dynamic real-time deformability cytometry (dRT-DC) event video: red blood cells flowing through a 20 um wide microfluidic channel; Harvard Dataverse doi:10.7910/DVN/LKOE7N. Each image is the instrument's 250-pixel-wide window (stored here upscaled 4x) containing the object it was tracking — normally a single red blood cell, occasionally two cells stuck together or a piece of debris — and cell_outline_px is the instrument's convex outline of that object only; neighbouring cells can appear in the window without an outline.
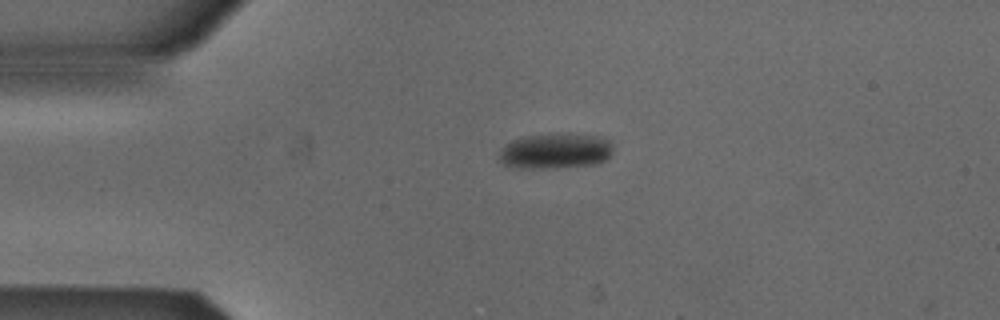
{"species": "Egyptian fruit bat (a non-hibernating species)", "species_latin": "Rousettus aegyptiacus", "temperature_condition": "cold", "stored_images_in_passage": 5, "camera_frame_rate_fps": 3000, "um_per_image_px": 0.085, "animal": {"sex": "male"}, "frame": {"image": 1, "passage_image": 1, "time_ms": 0.0, "image_size_px": [1000, 320], "cell_outline_px": [[612, 152], [604, 160], [596, 164], [556, 168], [512, 168], [504, 164], [500, 160], [500, 152], [508, 144], [516, 140], [528, 136], [596, 136], [608, 140], [612, 144]], "centroid_in_image_um": [47.22, 12.9], "position_along_channel_um": 37.8, "area_um2": 22.43}}
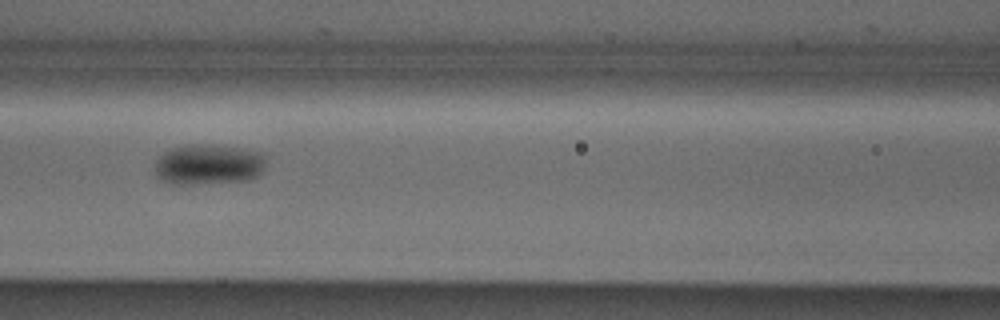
{"frame": {"image": 2, "passage_image": 4, "time_ms": 1.0, "image_size_px": [1000, 320], "cell_outline_px": [[268, 156], [260, 172], [256, 176], [248, 180], [192, 184], [172, 184], [156, 176], [156, 160], [164, 152], [172, 148], [184, 144], [208, 144], [236, 148], [260, 152]], "centroid_in_image_um": [17.71, 13.97], "position_along_channel_um": 148.9, "area_um2": 26.07}}
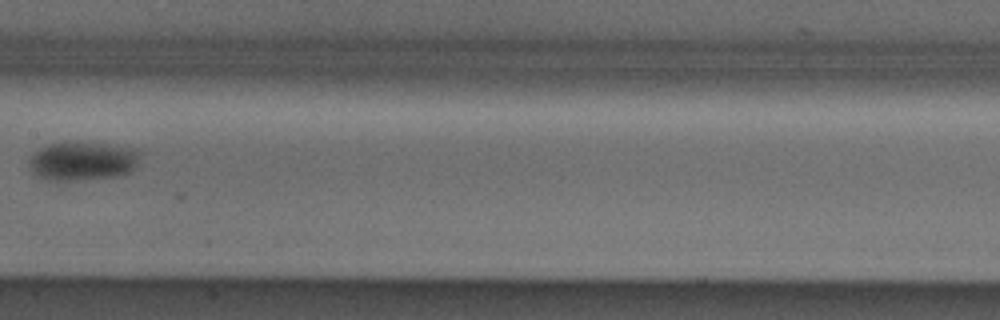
{"frame": {"image": 3, "passage_image": 5, "time_ms": 1.333, "image_size_px": [1000, 320], "cell_outline_px": [[140, 152], [136, 168], [128, 172], [116, 176], [76, 180], [48, 180], [32, 172], [28, 164], [28, 160], [40, 148], [48, 144], [64, 140], [76, 140], [136, 148]], "centroid_in_image_um": [7.01, 13.64], "position_along_channel_um": 200.4, "area_um2": 25.49}}